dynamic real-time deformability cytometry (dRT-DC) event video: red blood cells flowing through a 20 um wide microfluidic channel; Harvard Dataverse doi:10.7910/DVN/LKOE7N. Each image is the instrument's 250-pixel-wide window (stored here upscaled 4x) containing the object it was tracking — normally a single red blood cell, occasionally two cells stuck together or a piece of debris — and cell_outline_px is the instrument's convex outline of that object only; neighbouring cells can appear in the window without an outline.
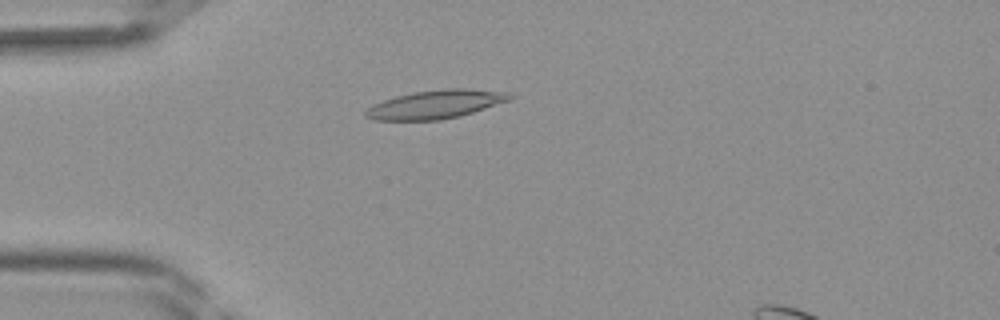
{"species": "Egyptian fruit bat (a non-hibernating species)", "species_latin": "Rousettus aegyptiacus", "temperature_condition": "room temperature", "stored_images_in_passage": 32, "camera_frame_rate_fps": 3000, "um_per_image_px": 0.085, "frame": {"image": 1, "passage_image": 3, "time_ms": 0.667, "image_size_px": [1000, 320], "cell_outline_px": [[512, 100], [460, 116], [440, 120], [376, 120], [364, 116], [364, 112], [372, 104], [396, 96], [416, 92], [444, 88], [464, 88], [508, 92], [512, 96]], "centroid_in_image_um": [37.04, 8.87], "position_along_channel_um": 48.0, "area_um2": 23.93}}
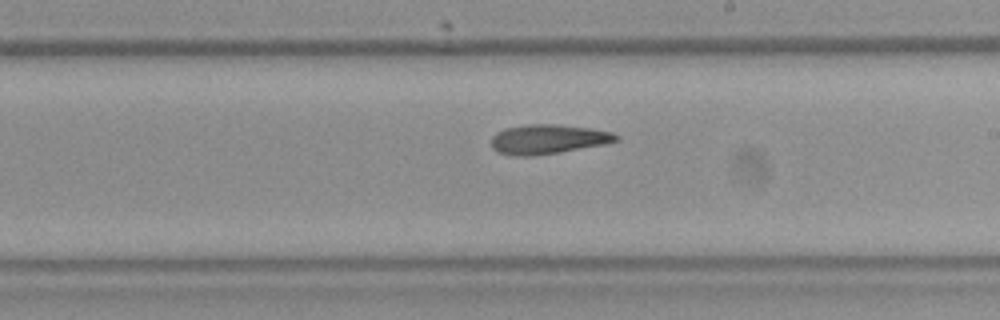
{"frame": {"image": 2, "passage_image": 16, "time_ms": 5.0, "image_size_px": [1000, 320], "cell_outline_px": [[620, 140], [604, 144], [560, 152], [532, 156], [512, 156], [496, 152], [492, 148], [492, 136], [496, 132], [504, 128], [528, 124], [556, 124], [588, 128], [612, 132], [620, 136]], "centroid_in_image_um": [46.55, 11.83], "position_along_channel_um": 242.5, "area_um2": 21.56}}
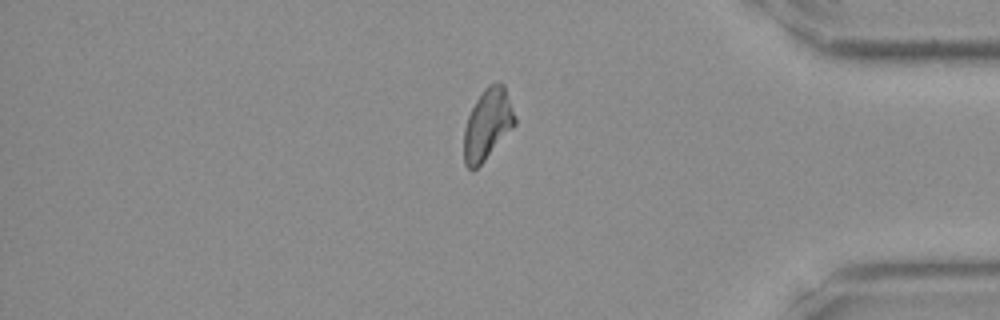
{"frame": {"image": 3, "passage_image": 27, "time_ms": 8.667, "image_size_px": [1000, 320], "cell_outline_px": [[516, 124], [484, 160], [476, 168], [468, 168], [464, 164], [464, 128], [468, 116], [476, 100], [484, 88], [488, 84], [496, 80], [504, 84], [516, 116]], "centroid_in_image_um": [41.45, 10.51], "position_along_channel_um": 393.8, "area_um2": 20.98}}